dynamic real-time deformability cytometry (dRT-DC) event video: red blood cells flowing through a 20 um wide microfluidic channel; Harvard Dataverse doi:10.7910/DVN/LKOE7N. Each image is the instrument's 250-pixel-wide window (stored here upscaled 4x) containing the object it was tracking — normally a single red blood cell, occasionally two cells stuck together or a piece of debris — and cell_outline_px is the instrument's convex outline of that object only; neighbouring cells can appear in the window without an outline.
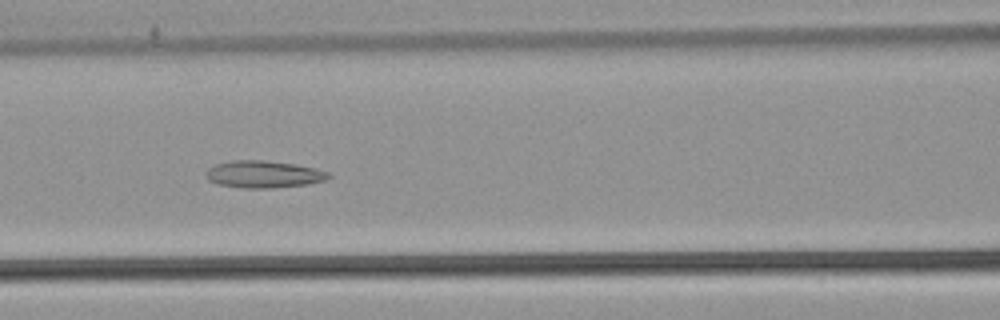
{"species": "common noctule bat (a hibernating species)", "species_latin": "Nyctalus noctula", "temperature_condition": "warm", "stored_images_in_passage": 45, "camera_frame_rate_fps": 3000, "um_per_image_px": 0.085, "animal": {"sex": "male", "body_mass_g": 21.5, "forearm_length_mm": 52.0}, "frame": {"image": 1, "passage_image": 16, "time_ms": 5.0, "image_size_px": [1000, 320], "cell_outline_px": [[332, 176], [324, 180], [308, 184], [272, 188], [244, 188], [220, 184], [208, 180], [208, 168], [216, 164], [232, 160], [260, 160], [296, 164], [316, 168], [328, 172]], "centroid_in_image_um": [22.45, 14.81], "position_along_channel_um": 144.2, "area_um2": 19.19}}
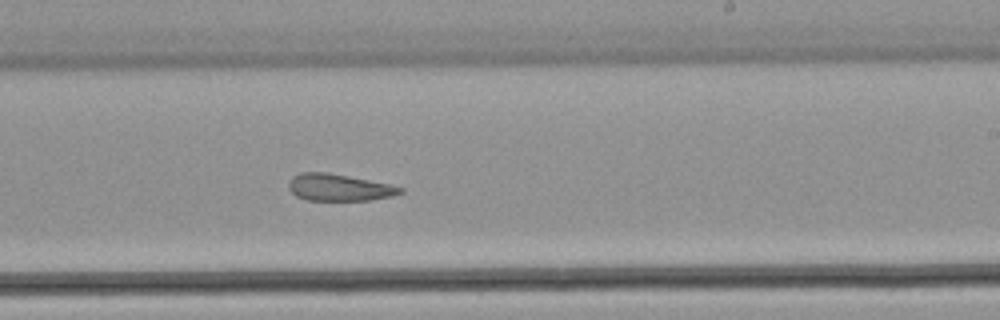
{"frame": {"image": 2, "passage_image": 25, "time_ms": 8.0, "image_size_px": [1000, 320], "cell_outline_px": [[404, 192], [392, 196], [368, 200], [308, 200], [296, 196], [288, 188], [288, 180], [292, 176], [300, 172], [328, 172], [388, 184], [404, 188]], "centroid_in_image_um": [28.78, 15.93], "position_along_channel_um": 260.2, "area_um2": 17.46}}
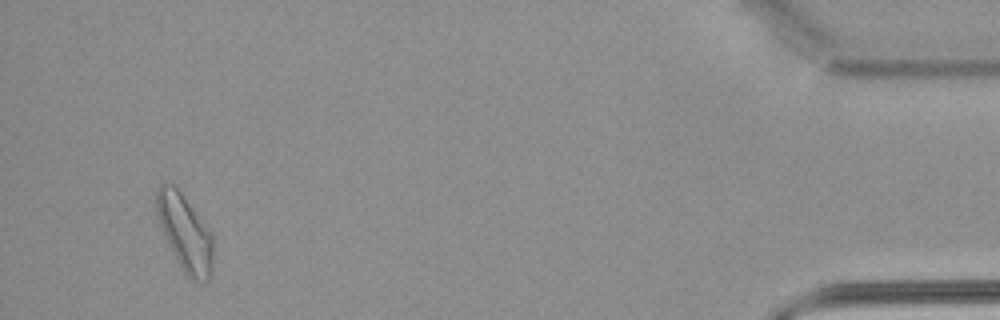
{"frame": {"image": 3, "passage_image": 43, "time_ms": 14.0, "image_size_px": [1000, 320], "cell_outline_px": [[212, 268], [208, 280], [196, 280], [188, 276], [184, 272], [160, 224], [156, 212], [156, 188], [164, 180], [172, 184], [180, 192], [212, 232]], "centroid_in_image_um": [15.72, 19.71], "position_along_channel_um": 419.5, "area_um2": 24.45}, "authors_computed_cell_mechanics": {"area_um2": 20.1144, "velocity_mm_per_s": 3.8863, "shape_relaxation_time_tau1_ms": null, "shape_relaxation_time_tau2_ms": 6.8455, "deformation_change_tau1": null, "deformation_change_tau2": 0.1783}}